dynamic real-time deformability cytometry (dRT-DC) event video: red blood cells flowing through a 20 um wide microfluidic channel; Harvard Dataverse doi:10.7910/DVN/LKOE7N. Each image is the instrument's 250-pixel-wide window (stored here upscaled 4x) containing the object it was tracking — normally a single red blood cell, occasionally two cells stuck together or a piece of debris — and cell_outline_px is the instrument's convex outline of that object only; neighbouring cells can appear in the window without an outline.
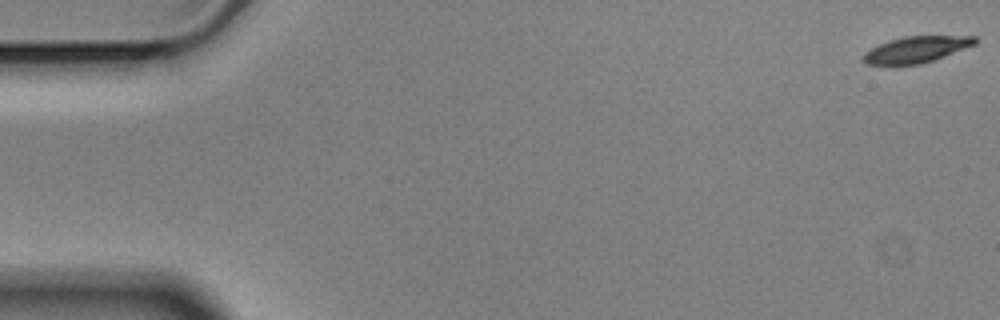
{"species": "Egyptian fruit bat (a non-hibernating species)", "species_latin": "Rousettus aegyptiacus", "temperature_condition": "cold", "stored_images_in_passage": 58, "camera_frame_rate_fps": 3000, "um_per_image_px": 0.085, "animal": {"sex": "male"}, "frame": {"image": 1, "passage_image": 1, "time_ms": 0.0, "image_size_px": [1000, 320], "cell_outline_px": [[976, 44], [944, 56], [920, 64], [868, 64], [860, 60], [860, 56], [864, 52], [888, 40], [904, 36], [976, 36]], "centroid_in_image_um": [77.84, 4.2], "position_along_channel_um": 7.2, "area_um2": 16.94}}
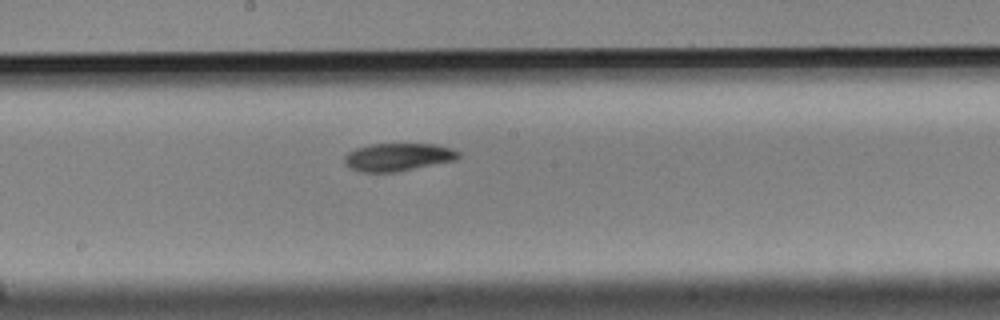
{"frame": {"image": 2, "passage_image": 31, "time_ms": 10.0, "image_size_px": [1000, 320], "cell_outline_px": [[460, 156], [456, 160], [396, 172], [356, 172], [348, 168], [344, 164], [344, 156], [348, 152], [356, 148], [368, 144], [436, 144], [460, 152]], "centroid_in_image_um": [33.76, 13.36], "position_along_channel_um": 214.4, "area_um2": 18.67}}
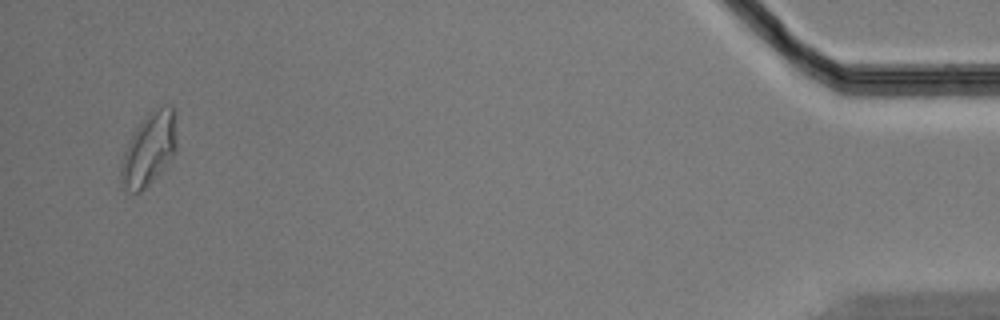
{"frame": {"image": 3, "passage_image": 56, "time_ms": 18.333, "image_size_px": [1000, 320], "cell_outline_px": [[176, 152], [168, 164], [140, 192], [132, 192], [124, 188], [120, 180], [120, 164], [124, 152], [140, 120], [148, 112], [164, 104], [172, 104], [176, 112]], "centroid_in_image_um": [12.7, 12.62], "position_along_channel_um": 422.5, "area_um2": 23.93}, "authors_computed_cell_mechanics": {"area_um2": 18.7272, "velocity_mm_per_s": 3.4819, "shape_relaxation_time_tau1_ms": 2.6839, "shape_relaxation_time_tau2_ms": null, "deformation_change_tau1": 0.1224, "deformation_change_tau2": null}}